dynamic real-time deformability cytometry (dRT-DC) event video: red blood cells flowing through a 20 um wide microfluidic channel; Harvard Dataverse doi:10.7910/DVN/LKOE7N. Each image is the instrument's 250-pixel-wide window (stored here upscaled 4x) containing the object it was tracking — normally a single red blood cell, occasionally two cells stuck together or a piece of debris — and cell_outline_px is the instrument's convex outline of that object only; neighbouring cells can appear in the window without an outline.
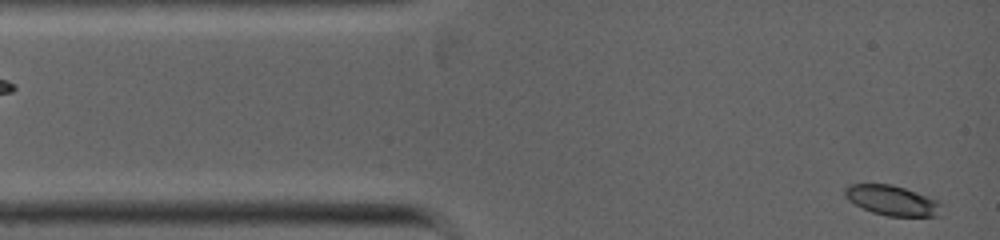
{"species": "common noctule bat (a hibernating species)", "species_latin": "Nyctalus noctula", "temperature_condition": "warm", "stored_images_in_passage": 37, "camera_frame_rate_fps": 5000, "um_per_image_px": 0.085, "animal": {"sex": "female", "body_mass_g": 19.0, "forearm_length_mm": 53.3}, "frame": {"image": 1, "passage_image": 1, "time_ms": 0.0, "image_size_px": [1000, 240], "cell_outline_px": [[940, 204], [936, 216], [888, 216], [872, 212], [848, 200], [844, 196], [844, 188], [848, 184], [892, 184], [940, 200]], "centroid_in_image_um": [75.78, 17.02], "position_along_channel_um": 9.2, "area_um2": 16.7}}
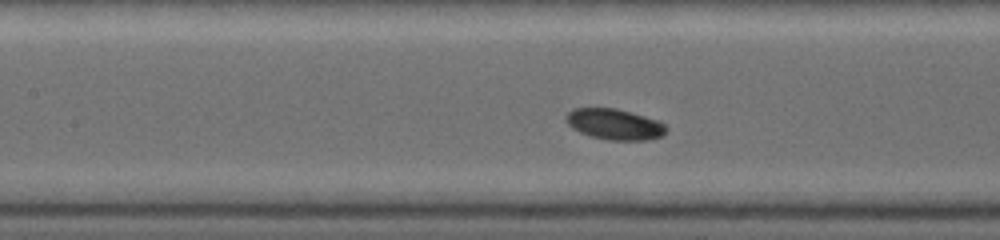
{"frame": {"image": 2, "passage_image": 16, "time_ms": 4.2, "image_size_px": [1000, 240], "cell_outline_px": [[668, 128], [664, 136], [648, 140], [608, 140], [592, 136], [580, 132], [572, 128], [564, 120], [564, 116], [572, 108], [616, 108], [660, 120]], "centroid_in_image_um": [52.26, 10.56], "position_along_channel_um": 155.1, "area_um2": 18.26}}
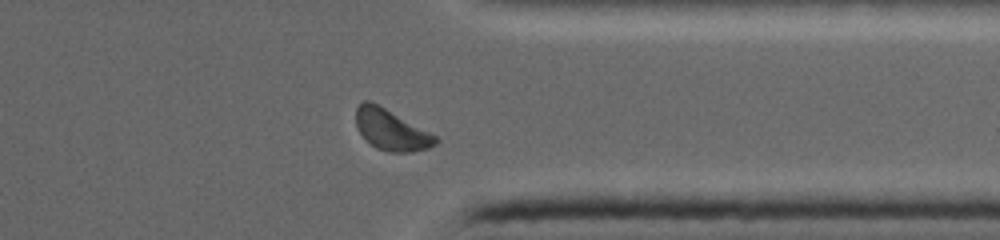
{"frame": {"image": 3, "passage_image": 32, "time_ms": 8.8, "image_size_px": [1000, 240], "cell_outline_px": [[440, 140], [436, 144], [428, 148], [412, 152], [388, 152], [376, 148], [360, 132], [356, 124], [356, 108], [364, 100], [368, 100], [384, 108], [436, 136]], "centroid_in_image_um": [33.25, 11.06], "position_along_channel_um": 378.1, "area_um2": 18.38}}